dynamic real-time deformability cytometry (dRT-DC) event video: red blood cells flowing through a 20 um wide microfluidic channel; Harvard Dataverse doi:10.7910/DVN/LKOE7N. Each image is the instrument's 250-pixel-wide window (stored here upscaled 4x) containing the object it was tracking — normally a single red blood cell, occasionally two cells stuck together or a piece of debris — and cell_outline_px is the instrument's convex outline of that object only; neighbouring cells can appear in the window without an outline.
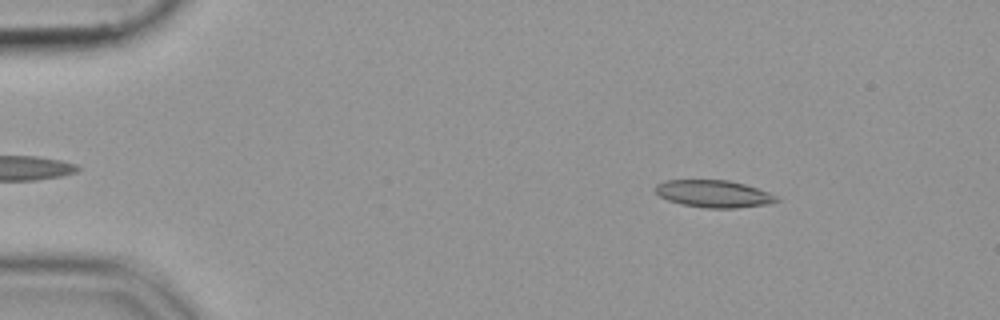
{"species": "common noctule bat (a hibernating species)", "species_latin": "Nyctalus noctula", "temperature_condition": "cold", "stored_images_in_passage": 41, "camera_frame_rate_fps": 3000, "um_per_image_px": 0.085, "animal": {"sex": "female", "body_mass_g": 19.9}, "frame": {"image": 1, "passage_image": 8, "time_ms": 2.333, "image_size_px": [1000, 320], "cell_outline_px": [[768, 200], [756, 204], [688, 204], [664, 196], [676, 180], [716, 180], [736, 184], [752, 188], [760, 192]], "centroid_in_image_um": [60.64, 16.4], "position_along_channel_um": 24.4, "area_um2": 13.99}}
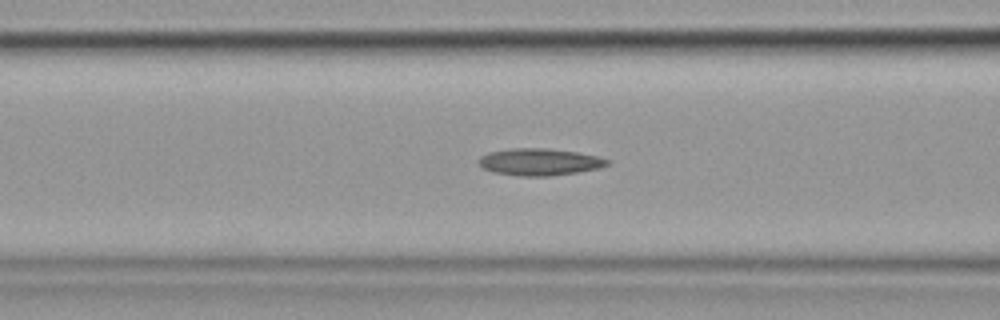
{"frame": {"image": 2, "passage_image": 22, "time_ms": 7.0, "image_size_px": [1000, 320], "cell_outline_px": [[604, 164], [588, 168], [568, 172], [504, 172], [488, 168], [484, 164], [484, 160], [488, 156], [500, 152], [568, 152], [588, 156], [604, 160]], "centroid_in_image_um": [45.93, 13.77], "position_along_channel_um": 120.7, "area_um2": 14.62}}
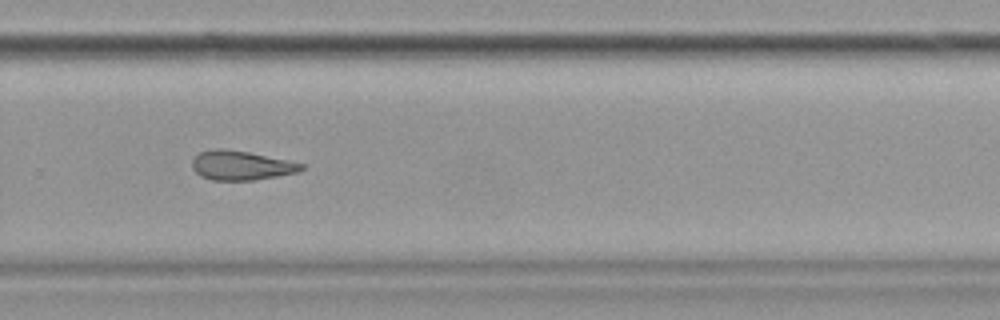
{"frame": {"image": 3, "passage_image": 37, "time_ms": 12.0, "image_size_px": [1000, 320], "cell_outline_px": [[300, 168], [288, 172], [268, 176], [240, 180], [220, 180], [204, 176], [196, 168], [196, 160], [204, 152], [240, 152], [300, 164]], "centroid_in_image_um": [20.46, 14.1], "position_along_channel_um": 309.3, "area_um2": 15.37}}